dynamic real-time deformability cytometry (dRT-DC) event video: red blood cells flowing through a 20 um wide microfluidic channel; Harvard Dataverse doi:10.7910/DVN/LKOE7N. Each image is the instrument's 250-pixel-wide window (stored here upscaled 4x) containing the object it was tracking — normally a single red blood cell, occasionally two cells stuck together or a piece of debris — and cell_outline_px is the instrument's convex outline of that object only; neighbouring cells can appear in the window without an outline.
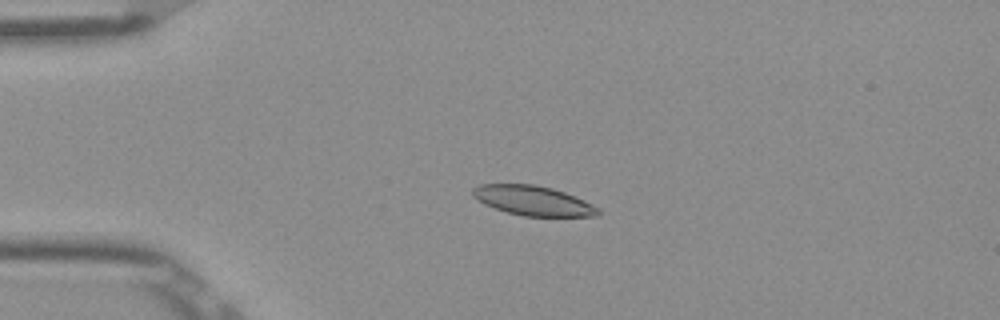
{"species": "Egyptian fruit bat (a non-hibernating species)", "species_latin": "Rousettus aegyptiacus", "temperature_condition": "room temperature", "stored_images_in_passage": 53, "camera_frame_rate_fps": 3000, "um_per_image_px": 0.085, "frame": {"image": 1, "passage_image": 13, "time_ms": 4.0, "image_size_px": [1000, 320], "cell_outline_px": [[600, 216], [524, 216], [508, 212], [484, 204], [476, 200], [472, 196], [472, 188], [480, 184], [536, 184], [552, 188], [564, 192], [584, 200], [600, 208]], "centroid_in_image_um": [45.31, 17.05], "position_along_channel_um": 39.7, "area_um2": 21.73}}
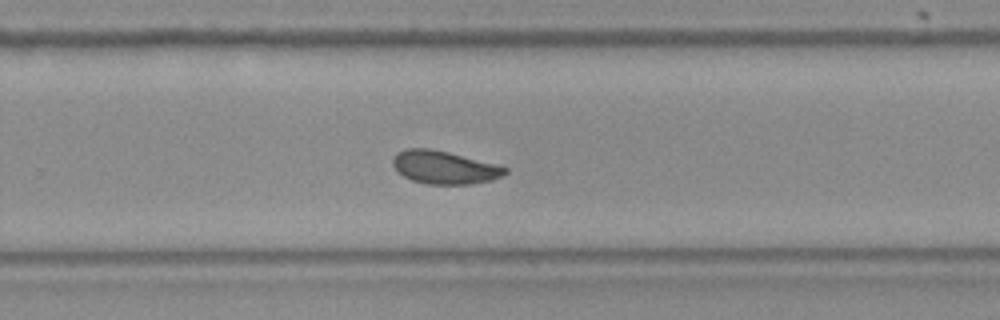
{"frame": {"image": 2, "passage_image": 35, "time_ms": 11.333, "image_size_px": [1000, 320], "cell_outline_px": [[508, 172], [492, 180], [472, 184], [428, 184], [412, 180], [396, 172], [392, 164], [392, 160], [396, 152], [404, 148], [428, 148], [448, 152], [496, 164], [508, 168]], "centroid_in_image_um": [37.73, 14.22], "position_along_channel_um": 292.1, "area_um2": 21.68}}
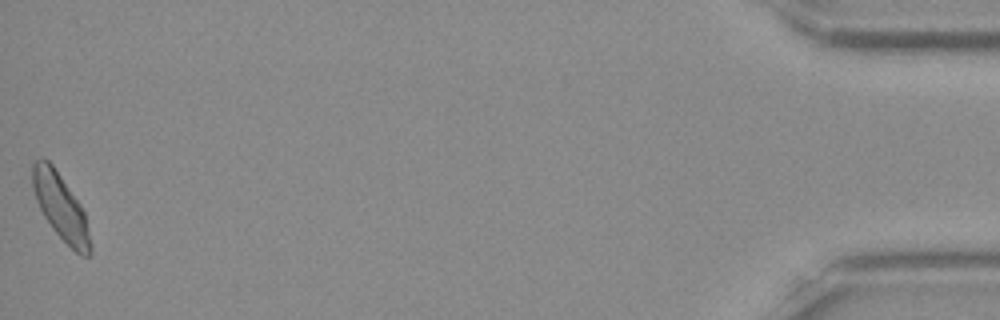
{"frame": {"image": 3, "passage_image": 53, "time_ms": 17.333, "image_size_px": [1000, 320], "cell_outline_px": [[92, 252], [88, 256], [80, 256], [52, 228], [44, 216], [36, 200], [32, 188], [32, 164], [40, 156], [44, 156], [52, 164], [80, 204], [84, 212], [92, 248]], "centroid_in_image_um": [5.14, 17.56], "position_along_channel_um": 430.1, "area_um2": 22.02}, "authors_computed_cell_mechanics": {"area_um2": 21.7906, "velocity_mm_per_s": 3.8748, "shape_relaxation_time_tau1_ms": 4.8435, "shape_relaxation_time_tau2_ms": 2.2004, "deformation_change_tau1": 0.1377, "deformation_change_tau2": 0.0545}}